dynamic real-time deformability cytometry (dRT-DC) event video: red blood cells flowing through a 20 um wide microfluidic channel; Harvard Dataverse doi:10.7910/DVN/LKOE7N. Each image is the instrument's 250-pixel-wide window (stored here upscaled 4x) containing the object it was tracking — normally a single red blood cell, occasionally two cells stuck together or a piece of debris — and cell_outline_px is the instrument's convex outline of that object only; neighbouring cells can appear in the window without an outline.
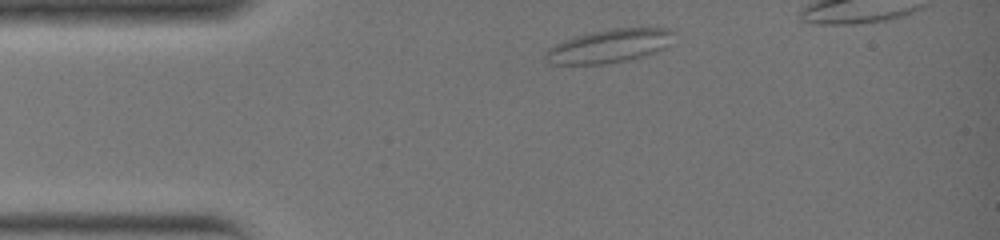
{"species": "common noctule bat (a hibernating species)", "species_latin": "Nyctalus noctula", "temperature_condition": "warm", "stored_images_in_passage": 28, "camera_frame_rate_fps": 3000, "um_per_image_px": 0.085, "animal": {"sex": "female", "body_mass_g": 19.0, "forearm_length_mm": 51.5}, "frame": {"image": 1, "passage_image": 2, "time_ms": 0.333, "image_size_px": [1000, 240], "cell_outline_px": [[676, 32], [668, 44], [664, 48], [656, 52], [644, 56], [628, 60], [604, 64], [548, 64], [544, 60], [544, 52], [548, 48], [564, 40], [576, 36], [592, 32], [612, 28], [668, 28]], "centroid_in_image_um": [51.76, 3.92], "position_along_channel_um": 33.2, "area_um2": 25.09}}
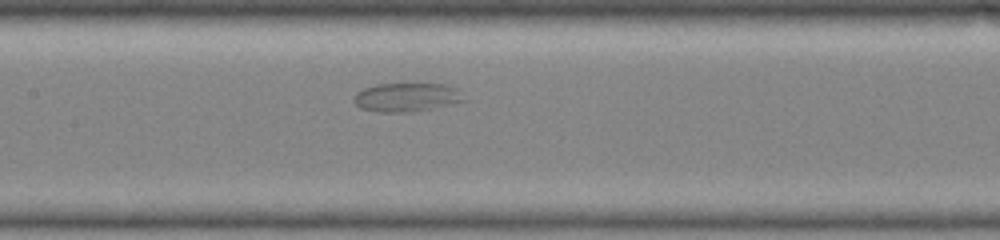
{"frame": {"image": 2, "passage_image": 12, "time_ms": 3.667, "image_size_px": [1000, 240], "cell_outline_px": [[468, 100], [452, 104], [412, 112], [380, 112], [360, 108], [352, 100], [352, 96], [356, 92], [364, 88], [376, 84], [444, 84], [456, 88]], "centroid_in_image_um": [34.55, 8.27], "position_along_channel_um": 172.9, "area_um2": 18.55}}
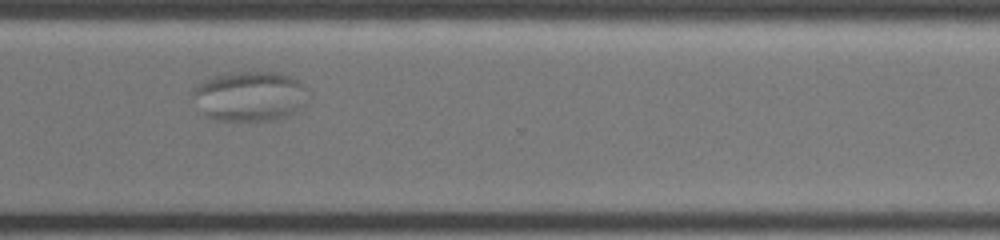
{"frame": {"image": 3, "passage_image": 22, "time_ms": 7.0, "image_size_px": [1000, 240], "cell_outline_px": [[308, 92], [304, 108], [288, 116], [276, 120], [220, 120], [208, 116], [204, 112], [192, 92], [192, 88], [196, 84], [204, 80], [228, 72], [280, 72], [292, 76], [300, 80], [304, 84]], "centroid_in_image_um": [21.32, 8.15], "position_along_channel_um": 349.3, "area_um2": 33.7}}